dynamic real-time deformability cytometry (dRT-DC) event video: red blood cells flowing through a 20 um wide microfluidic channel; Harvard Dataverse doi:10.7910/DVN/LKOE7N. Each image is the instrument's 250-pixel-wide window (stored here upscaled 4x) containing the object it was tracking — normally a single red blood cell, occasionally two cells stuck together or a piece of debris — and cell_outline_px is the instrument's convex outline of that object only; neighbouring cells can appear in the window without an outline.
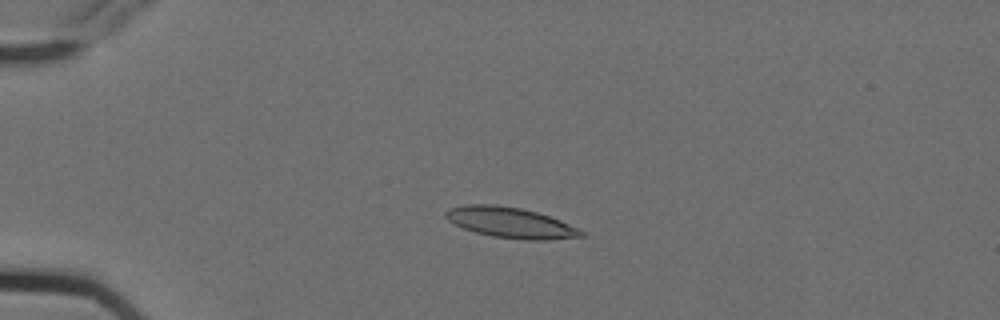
{"species": "Egyptian fruit bat (a non-hibernating species)", "species_latin": "Rousettus aegyptiacus", "temperature_condition": "cold", "stored_images_in_passage": 5, "camera_frame_rate_fps": 3000, "um_per_image_px": 0.085, "animal": {"sex": "female"}, "frame": {"image": 1, "passage_image": 4, "time_ms": 1.0, "image_size_px": [1000, 320], "cell_outline_px": [[588, 236], [548, 240], [524, 240], [492, 236], [476, 232], [464, 228], [448, 220], [444, 216], [444, 212], [448, 208], [464, 204], [496, 204], [520, 208], [536, 212], [560, 220], [580, 228]], "centroid_in_image_um": [43.42, 18.92], "position_along_channel_um": 41.6, "area_um2": 24.33}}